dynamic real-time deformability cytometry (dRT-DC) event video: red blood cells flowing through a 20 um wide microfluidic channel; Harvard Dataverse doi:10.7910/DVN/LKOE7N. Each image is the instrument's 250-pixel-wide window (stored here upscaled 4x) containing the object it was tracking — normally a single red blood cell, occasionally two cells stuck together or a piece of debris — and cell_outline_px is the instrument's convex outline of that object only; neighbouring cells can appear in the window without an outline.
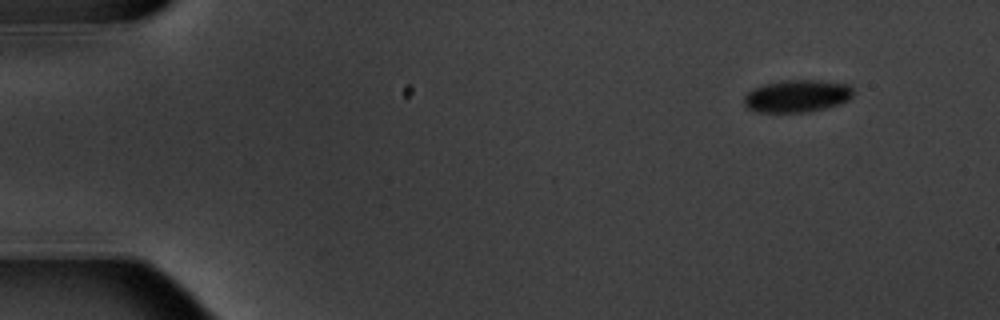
{"species": "common noctule bat (a hibernating species)", "species_latin": "Nyctalus noctula", "temperature_condition": "warm", "stored_images_in_passage": 7, "camera_frame_rate_fps": 3000, "um_per_image_px": 0.085, "animal": {"sex": "male", "body_mass_g": 20.1, "forearm_length_mm": 53.5}, "frame": {"image": 1, "passage_image": 1, "time_ms": 0.0, "image_size_px": [1000, 320], "cell_outline_px": [[852, 96], [848, 100], [840, 104], [824, 108], [804, 112], [756, 112], [748, 108], [744, 104], [744, 96], [748, 92], [764, 84], [784, 80], [820, 80], [852, 84]], "centroid_in_image_um": [67.77, 8.15], "position_along_channel_um": 17.2, "area_um2": 20.63}}
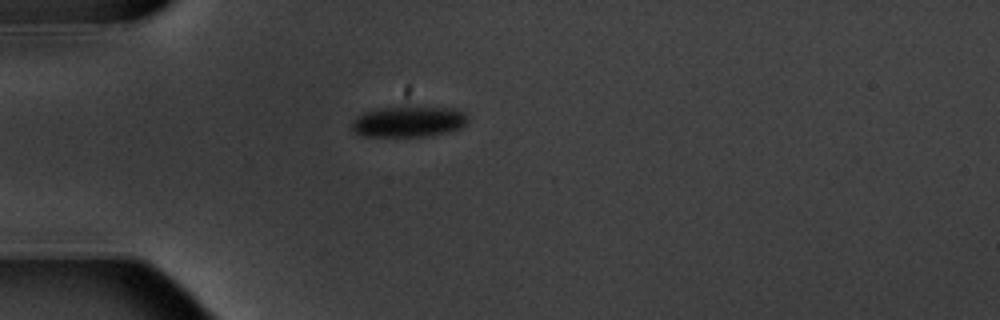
{"frame": {"image": 2, "passage_image": 4, "time_ms": 3.667, "image_size_px": [1000, 320], "cell_outline_px": [[468, 120], [460, 128], [448, 132], [424, 136], [360, 136], [352, 128], [352, 124], [364, 112], [404, 104], [408, 104], [452, 108], [464, 112]], "centroid_in_image_um": [34.77, 10.29], "position_along_channel_um": 50.2, "area_um2": 21.15}}
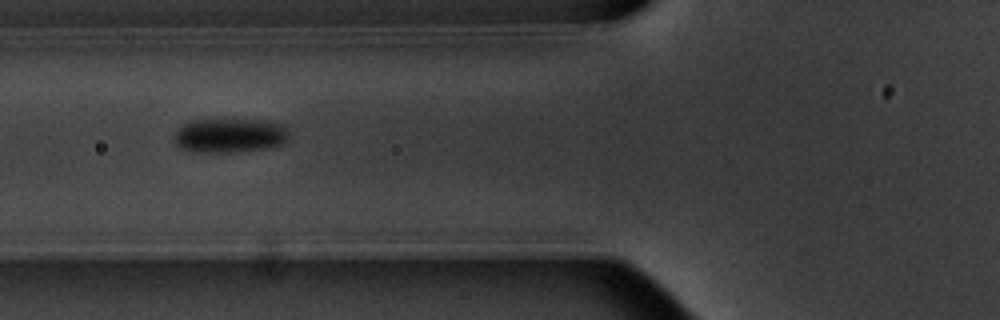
{"frame": {"image": 3, "passage_image": 6, "time_ms": 5.667, "image_size_px": [1000, 320], "cell_outline_px": [[292, 136], [284, 144], [268, 148], [236, 152], [200, 152], [180, 148], [176, 144], [176, 132], [184, 124], [192, 120], [252, 120], [284, 124]], "centroid_in_image_um": [19.62, 11.53], "position_along_channel_um": 106.2, "area_um2": 22.89}}